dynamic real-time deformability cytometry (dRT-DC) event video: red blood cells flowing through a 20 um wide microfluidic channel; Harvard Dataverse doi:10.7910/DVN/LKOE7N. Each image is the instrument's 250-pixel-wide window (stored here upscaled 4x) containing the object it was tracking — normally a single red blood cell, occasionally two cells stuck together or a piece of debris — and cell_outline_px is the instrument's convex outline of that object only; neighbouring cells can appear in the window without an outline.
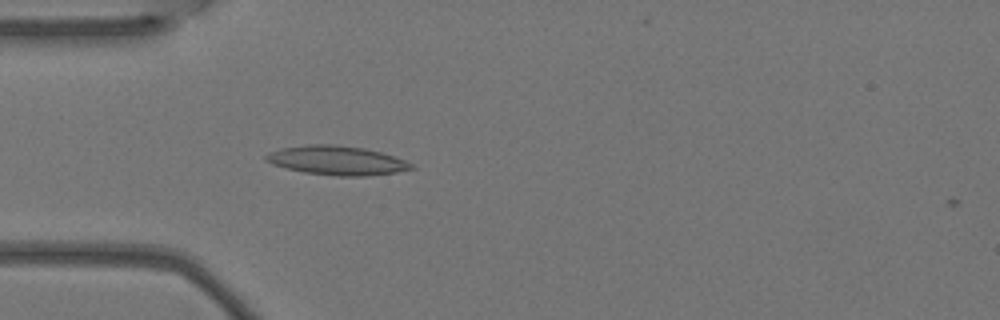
{"species": "Egyptian fruit bat (a non-hibernating species)", "species_latin": "Rousettus aegyptiacus", "temperature_condition": "warm", "stored_images_in_passage": 5, "camera_frame_rate_fps": 3000, "um_per_image_px": 0.085, "animal": {"sex": "female"}, "frame": {"image": 1, "passage_image": 5, "time_ms": 1.333, "image_size_px": [1000, 320], "cell_outline_px": [[416, 168], [396, 172], [364, 176], [336, 176], [304, 172], [272, 164], [264, 160], [264, 156], [268, 152], [280, 148], [308, 144], [336, 144], [364, 148], [380, 152], [404, 160], [412, 164]], "centroid_in_image_um": [28.59, 13.63], "position_along_channel_um": 56.4, "area_um2": 24.62}}